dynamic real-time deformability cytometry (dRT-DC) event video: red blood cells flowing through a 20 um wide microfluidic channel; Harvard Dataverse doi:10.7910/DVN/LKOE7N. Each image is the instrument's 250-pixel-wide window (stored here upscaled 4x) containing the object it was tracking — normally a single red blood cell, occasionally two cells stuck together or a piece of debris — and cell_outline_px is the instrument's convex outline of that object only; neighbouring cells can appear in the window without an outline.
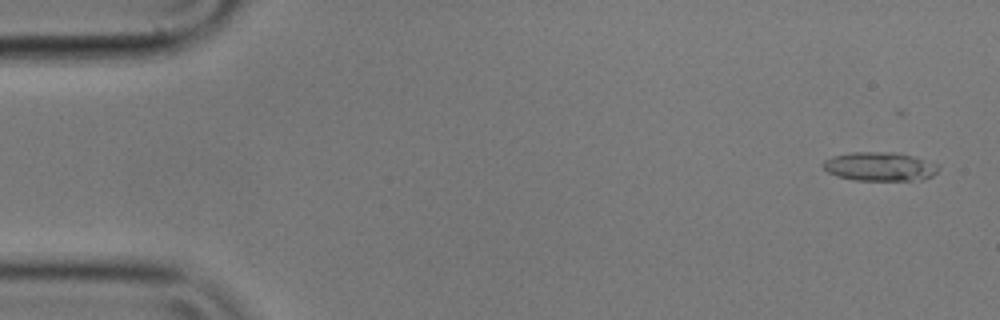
{"species": "common noctule bat (a hibernating species)", "species_latin": "Nyctalus noctula", "temperature_condition": "cold", "stored_images_in_passage": 4, "camera_frame_rate_fps": 3000, "um_per_image_px": 0.085, "animal": {"sex": "male", "body_mass_g": 17.9}, "frame": {"image": 1, "passage_image": 1, "time_ms": 0.0, "image_size_px": [1000, 320], "cell_outline_px": [[940, 168], [932, 176], [924, 180], [852, 180], [836, 176], [828, 172], [820, 164], [824, 160], [832, 156], [852, 152], [896, 152], [912, 156], [940, 164]], "centroid_in_image_um": [74.78, 14.16], "position_along_channel_um": 10.2, "area_um2": 19.65}}